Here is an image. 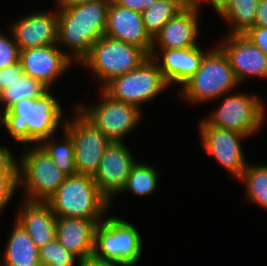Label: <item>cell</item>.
<instances>
[{
    "label": "cell",
    "instance_id": "3957f363",
    "mask_svg": "<svg viewBox=\"0 0 267 266\" xmlns=\"http://www.w3.org/2000/svg\"><path fill=\"white\" fill-rule=\"evenodd\" d=\"M215 43L205 53L200 68L177 89V99L181 97L180 99L192 108L205 103H215L223 95L241 86L226 54Z\"/></svg>",
    "mask_w": 267,
    "mask_h": 266
},
{
    "label": "cell",
    "instance_id": "7402d4cb",
    "mask_svg": "<svg viewBox=\"0 0 267 266\" xmlns=\"http://www.w3.org/2000/svg\"><path fill=\"white\" fill-rule=\"evenodd\" d=\"M12 230L0 254V266H41L39 248L14 219Z\"/></svg>",
    "mask_w": 267,
    "mask_h": 266
},
{
    "label": "cell",
    "instance_id": "8fae6325",
    "mask_svg": "<svg viewBox=\"0 0 267 266\" xmlns=\"http://www.w3.org/2000/svg\"><path fill=\"white\" fill-rule=\"evenodd\" d=\"M196 128L204 152L238 181L250 163L246 159L243 144L251 138L236 131L209 126L202 118L198 120Z\"/></svg>",
    "mask_w": 267,
    "mask_h": 266
},
{
    "label": "cell",
    "instance_id": "5bb4252c",
    "mask_svg": "<svg viewBox=\"0 0 267 266\" xmlns=\"http://www.w3.org/2000/svg\"><path fill=\"white\" fill-rule=\"evenodd\" d=\"M19 62L25 75L56 89L59 79L78 65L57 45H45L20 51Z\"/></svg>",
    "mask_w": 267,
    "mask_h": 266
},
{
    "label": "cell",
    "instance_id": "74e56055",
    "mask_svg": "<svg viewBox=\"0 0 267 266\" xmlns=\"http://www.w3.org/2000/svg\"><path fill=\"white\" fill-rule=\"evenodd\" d=\"M79 266H126V265L117 262L102 261L94 257H91L84 261H81Z\"/></svg>",
    "mask_w": 267,
    "mask_h": 266
},
{
    "label": "cell",
    "instance_id": "cb8c5ba5",
    "mask_svg": "<svg viewBox=\"0 0 267 266\" xmlns=\"http://www.w3.org/2000/svg\"><path fill=\"white\" fill-rule=\"evenodd\" d=\"M259 0H230L218 14L227 23L226 34H244L255 25Z\"/></svg>",
    "mask_w": 267,
    "mask_h": 266
},
{
    "label": "cell",
    "instance_id": "4316f807",
    "mask_svg": "<svg viewBox=\"0 0 267 266\" xmlns=\"http://www.w3.org/2000/svg\"><path fill=\"white\" fill-rule=\"evenodd\" d=\"M49 90L41 81L23 74L7 88L0 91V113L9 110L21 100L40 98Z\"/></svg>",
    "mask_w": 267,
    "mask_h": 266
},
{
    "label": "cell",
    "instance_id": "5b68a950",
    "mask_svg": "<svg viewBox=\"0 0 267 266\" xmlns=\"http://www.w3.org/2000/svg\"><path fill=\"white\" fill-rule=\"evenodd\" d=\"M142 236L138 226L111 212L95 228L93 257L138 266L144 252Z\"/></svg>",
    "mask_w": 267,
    "mask_h": 266
},
{
    "label": "cell",
    "instance_id": "603a6c76",
    "mask_svg": "<svg viewBox=\"0 0 267 266\" xmlns=\"http://www.w3.org/2000/svg\"><path fill=\"white\" fill-rule=\"evenodd\" d=\"M160 169L154 163L141 160L132 166L124 189L120 196L132 195L136 198L154 196L160 184Z\"/></svg>",
    "mask_w": 267,
    "mask_h": 266
},
{
    "label": "cell",
    "instance_id": "e0dca14e",
    "mask_svg": "<svg viewBox=\"0 0 267 266\" xmlns=\"http://www.w3.org/2000/svg\"><path fill=\"white\" fill-rule=\"evenodd\" d=\"M201 19L202 12L198 8L184 7L153 38L152 49H186L198 46L203 28Z\"/></svg>",
    "mask_w": 267,
    "mask_h": 266
},
{
    "label": "cell",
    "instance_id": "8d00e7d4",
    "mask_svg": "<svg viewBox=\"0 0 267 266\" xmlns=\"http://www.w3.org/2000/svg\"><path fill=\"white\" fill-rule=\"evenodd\" d=\"M255 25L267 27V0L258 2Z\"/></svg>",
    "mask_w": 267,
    "mask_h": 266
},
{
    "label": "cell",
    "instance_id": "ac0fdd59",
    "mask_svg": "<svg viewBox=\"0 0 267 266\" xmlns=\"http://www.w3.org/2000/svg\"><path fill=\"white\" fill-rule=\"evenodd\" d=\"M210 47L212 45L203 48L199 44L186 49H152L150 57L157 63L169 87L178 86L179 89L200 68Z\"/></svg>",
    "mask_w": 267,
    "mask_h": 266
},
{
    "label": "cell",
    "instance_id": "d6986e66",
    "mask_svg": "<svg viewBox=\"0 0 267 266\" xmlns=\"http://www.w3.org/2000/svg\"><path fill=\"white\" fill-rule=\"evenodd\" d=\"M105 36L137 46L150 56L153 39L145 29L141 13L122 7L113 0L107 10Z\"/></svg>",
    "mask_w": 267,
    "mask_h": 266
},
{
    "label": "cell",
    "instance_id": "ba28073f",
    "mask_svg": "<svg viewBox=\"0 0 267 266\" xmlns=\"http://www.w3.org/2000/svg\"><path fill=\"white\" fill-rule=\"evenodd\" d=\"M21 150L22 153L16 156L21 198L47 202L56 193L66 175L39 145H26Z\"/></svg>",
    "mask_w": 267,
    "mask_h": 266
},
{
    "label": "cell",
    "instance_id": "f1b7e54d",
    "mask_svg": "<svg viewBox=\"0 0 267 266\" xmlns=\"http://www.w3.org/2000/svg\"><path fill=\"white\" fill-rule=\"evenodd\" d=\"M41 266H79L80 260L55 238L39 249Z\"/></svg>",
    "mask_w": 267,
    "mask_h": 266
},
{
    "label": "cell",
    "instance_id": "7c38bea8",
    "mask_svg": "<svg viewBox=\"0 0 267 266\" xmlns=\"http://www.w3.org/2000/svg\"><path fill=\"white\" fill-rule=\"evenodd\" d=\"M73 105L70 109L72 114L67 113L63 129L73 140L77 173L94 177L111 141Z\"/></svg>",
    "mask_w": 267,
    "mask_h": 266
},
{
    "label": "cell",
    "instance_id": "52a82bcc",
    "mask_svg": "<svg viewBox=\"0 0 267 266\" xmlns=\"http://www.w3.org/2000/svg\"><path fill=\"white\" fill-rule=\"evenodd\" d=\"M56 217L104 219L111 213L110 202L101 194L93 177L66 176L47 201Z\"/></svg>",
    "mask_w": 267,
    "mask_h": 266
},
{
    "label": "cell",
    "instance_id": "7a4b0ae2",
    "mask_svg": "<svg viewBox=\"0 0 267 266\" xmlns=\"http://www.w3.org/2000/svg\"><path fill=\"white\" fill-rule=\"evenodd\" d=\"M111 0H94L57 7V45L77 64L89 54L92 45L106 31Z\"/></svg>",
    "mask_w": 267,
    "mask_h": 266
},
{
    "label": "cell",
    "instance_id": "f35d334b",
    "mask_svg": "<svg viewBox=\"0 0 267 266\" xmlns=\"http://www.w3.org/2000/svg\"><path fill=\"white\" fill-rule=\"evenodd\" d=\"M89 1H94V0H54L53 5H55L56 7H67Z\"/></svg>",
    "mask_w": 267,
    "mask_h": 266
},
{
    "label": "cell",
    "instance_id": "83f0119b",
    "mask_svg": "<svg viewBox=\"0 0 267 266\" xmlns=\"http://www.w3.org/2000/svg\"><path fill=\"white\" fill-rule=\"evenodd\" d=\"M184 7L176 0H157L141 13L145 29L153 39L163 26Z\"/></svg>",
    "mask_w": 267,
    "mask_h": 266
},
{
    "label": "cell",
    "instance_id": "d6a6232c",
    "mask_svg": "<svg viewBox=\"0 0 267 266\" xmlns=\"http://www.w3.org/2000/svg\"><path fill=\"white\" fill-rule=\"evenodd\" d=\"M258 49L267 55V27L254 25L244 34Z\"/></svg>",
    "mask_w": 267,
    "mask_h": 266
},
{
    "label": "cell",
    "instance_id": "e575fe53",
    "mask_svg": "<svg viewBox=\"0 0 267 266\" xmlns=\"http://www.w3.org/2000/svg\"><path fill=\"white\" fill-rule=\"evenodd\" d=\"M116 4L136 12H144L157 0H113Z\"/></svg>",
    "mask_w": 267,
    "mask_h": 266
},
{
    "label": "cell",
    "instance_id": "8992f818",
    "mask_svg": "<svg viewBox=\"0 0 267 266\" xmlns=\"http://www.w3.org/2000/svg\"><path fill=\"white\" fill-rule=\"evenodd\" d=\"M97 90V99H90L88 104L76 100L74 107L111 142L125 143L128 136L144 122L145 112L134 105L111 98L100 88Z\"/></svg>",
    "mask_w": 267,
    "mask_h": 266
},
{
    "label": "cell",
    "instance_id": "9c48e42d",
    "mask_svg": "<svg viewBox=\"0 0 267 266\" xmlns=\"http://www.w3.org/2000/svg\"><path fill=\"white\" fill-rule=\"evenodd\" d=\"M148 57L141 48L104 35L78 66L89 71L101 89L112 78L136 69Z\"/></svg>",
    "mask_w": 267,
    "mask_h": 266
},
{
    "label": "cell",
    "instance_id": "44dd1931",
    "mask_svg": "<svg viewBox=\"0 0 267 266\" xmlns=\"http://www.w3.org/2000/svg\"><path fill=\"white\" fill-rule=\"evenodd\" d=\"M103 219L57 217L56 239L80 261L93 257L95 228Z\"/></svg>",
    "mask_w": 267,
    "mask_h": 266
},
{
    "label": "cell",
    "instance_id": "d590c367",
    "mask_svg": "<svg viewBox=\"0 0 267 266\" xmlns=\"http://www.w3.org/2000/svg\"><path fill=\"white\" fill-rule=\"evenodd\" d=\"M230 0H196L195 7L198 8L201 12L205 11V5L211 6V8L218 15L228 4ZM204 7V8H203Z\"/></svg>",
    "mask_w": 267,
    "mask_h": 266
},
{
    "label": "cell",
    "instance_id": "30bf717a",
    "mask_svg": "<svg viewBox=\"0 0 267 266\" xmlns=\"http://www.w3.org/2000/svg\"><path fill=\"white\" fill-rule=\"evenodd\" d=\"M101 89L111 98L144 112L145 104L159 99L170 87L157 63L149 56L136 69L112 78Z\"/></svg>",
    "mask_w": 267,
    "mask_h": 266
},
{
    "label": "cell",
    "instance_id": "1f68e13d",
    "mask_svg": "<svg viewBox=\"0 0 267 266\" xmlns=\"http://www.w3.org/2000/svg\"><path fill=\"white\" fill-rule=\"evenodd\" d=\"M12 147L0 144V177H18L16 151Z\"/></svg>",
    "mask_w": 267,
    "mask_h": 266
},
{
    "label": "cell",
    "instance_id": "6da1fadb",
    "mask_svg": "<svg viewBox=\"0 0 267 266\" xmlns=\"http://www.w3.org/2000/svg\"><path fill=\"white\" fill-rule=\"evenodd\" d=\"M50 89L37 99H25L0 113V128L15 144L38 145L42 140L61 132L68 113L62 100ZM61 101V102H60ZM2 125V126H1ZM58 131V132H57Z\"/></svg>",
    "mask_w": 267,
    "mask_h": 266
},
{
    "label": "cell",
    "instance_id": "2e32d148",
    "mask_svg": "<svg viewBox=\"0 0 267 266\" xmlns=\"http://www.w3.org/2000/svg\"><path fill=\"white\" fill-rule=\"evenodd\" d=\"M53 8L49 11L45 8L36 9L5 25L10 29L20 51L57 44L58 15L57 7Z\"/></svg>",
    "mask_w": 267,
    "mask_h": 266
},
{
    "label": "cell",
    "instance_id": "836d02e7",
    "mask_svg": "<svg viewBox=\"0 0 267 266\" xmlns=\"http://www.w3.org/2000/svg\"><path fill=\"white\" fill-rule=\"evenodd\" d=\"M24 74L20 62L0 70V91Z\"/></svg>",
    "mask_w": 267,
    "mask_h": 266
},
{
    "label": "cell",
    "instance_id": "277c9868",
    "mask_svg": "<svg viewBox=\"0 0 267 266\" xmlns=\"http://www.w3.org/2000/svg\"><path fill=\"white\" fill-rule=\"evenodd\" d=\"M227 93L217 99V106L202 119L209 125L239 132L256 138L264 129L267 119V104L262 95L251 92ZM251 93V94H250ZM220 100V101H219ZM206 116V117H205Z\"/></svg>",
    "mask_w": 267,
    "mask_h": 266
},
{
    "label": "cell",
    "instance_id": "f546056e",
    "mask_svg": "<svg viewBox=\"0 0 267 266\" xmlns=\"http://www.w3.org/2000/svg\"><path fill=\"white\" fill-rule=\"evenodd\" d=\"M5 30L0 31V70L18 63L20 58V49L10 29L6 26Z\"/></svg>",
    "mask_w": 267,
    "mask_h": 266
},
{
    "label": "cell",
    "instance_id": "484cf974",
    "mask_svg": "<svg viewBox=\"0 0 267 266\" xmlns=\"http://www.w3.org/2000/svg\"><path fill=\"white\" fill-rule=\"evenodd\" d=\"M243 183L248 203L267 211V164L248 163L238 183Z\"/></svg>",
    "mask_w": 267,
    "mask_h": 266
},
{
    "label": "cell",
    "instance_id": "4dcf8cb0",
    "mask_svg": "<svg viewBox=\"0 0 267 266\" xmlns=\"http://www.w3.org/2000/svg\"><path fill=\"white\" fill-rule=\"evenodd\" d=\"M19 192L18 177H0V216L5 215L9 205L13 203L14 198Z\"/></svg>",
    "mask_w": 267,
    "mask_h": 266
},
{
    "label": "cell",
    "instance_id": "ffe728a7",
    "mask_svg": "<svg viewBox=\"0 0 267 266\" xmlns=\"http://www.w3.org/2000/svg\"><path fill=\"white\" fill-rule=\"evenodd\" d=\"M14 220L20 224L40 249L56 238L57 217L48 202L19 200Z\"/></svg>",
    "mask_w": 267,
    "mask_h": 266
},
{
    "label": "cell",
    "instance_id": "d4e9b609",
    "mask_svg": "<svg viewBox=\"0 0 267 266\" xmlns=\"http://www.w3.org/2000/svg\"><path fill=\"white\" fill-rule=\"evenodd\" d=\"M61 133L62 135L58 132L42 140L38 145L54 160V163L66 176L77 175L73 140L64 129Z\"/></svg>",
    "mask_w": 267,
    "mask_h": 266
},
{
    "label": "cell",
    "instance_id": "ab89813d",
    "mask_svg": "<svg viewBox=\"0 0 267 266\" xmlns=\"http://www.w3.org/2000/svg\"><path fill=\"white\" fill-rule=\"evenodd\" d=\"M183 7H194L196 4V0H176Z\"/></svg>",
    "mask_w": 267,
    "mask_h": 266
},
{
    "label": "cell",
    "instance_id": "9a60e30c",
    "mask_svg": "<svg viewBox=\"0 0 267 266\" xmlns=\"http://www.w3.org/2000/svg\"><path fill=\"white\" fill-rule=\"evenodd\" d=\"M217 41L216 44L226 54L241 87L245 81L255 78L267 81V55L243 34H226Z\"/></svg>",
    "mask_w": 267,
    "mask_h": 266
},
{
    "label": "cell",
    "instance_id": "4fadbf2b",
    "mask_svg": "<svg viewBox=\"0 0 267 266\" xmlns=\"http://www.w3.org/2000/svg\"><path fill=\"white\" fill-rule=\"evenodd\" d=\"M127 143L111 142L93 177L101 194L110 202V209L115 206L114 201L124 189L131 168L138 160Z\"/></svg>",
    "mask_w": 267,
    "mask_h": 266
}]
</instances>
